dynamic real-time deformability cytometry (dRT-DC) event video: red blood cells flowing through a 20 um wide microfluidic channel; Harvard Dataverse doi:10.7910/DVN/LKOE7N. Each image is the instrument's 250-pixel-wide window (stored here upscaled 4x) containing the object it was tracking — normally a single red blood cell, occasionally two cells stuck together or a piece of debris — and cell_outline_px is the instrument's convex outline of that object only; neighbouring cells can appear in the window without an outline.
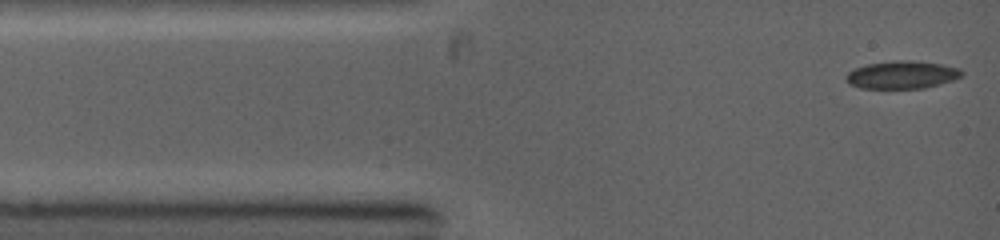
{"species": "common noctule bat (a hibernating species)", "species_latin": "Nyctalus noctula", "temperature_condition": "warm", "stored_images_in_passage": 28, "camera_frame_rate_fps": 5000, "um_per_image_px": 0.085, "animal": {"sex": "female", "body_mass_g": 19.0, "forearm_length_mm": 53.3}, "frame": {"image": 1, "passage_image": 1, "time_ms": 0.0, "image_size_px": [1000, 240], "cell_outline_px": [[964, 76], [940, 84], [924, 88], [860, 88], [848, 84], [844, 80], [844, 76], [852, 68], [868, 64], [892, 60], [912, 60], [940, 64], [960, 68], [964, 72]], "centroid_in_image_um": [76.64, 6.35], "position_along_channel_um": 8.4, "area_um2": 19.02}}
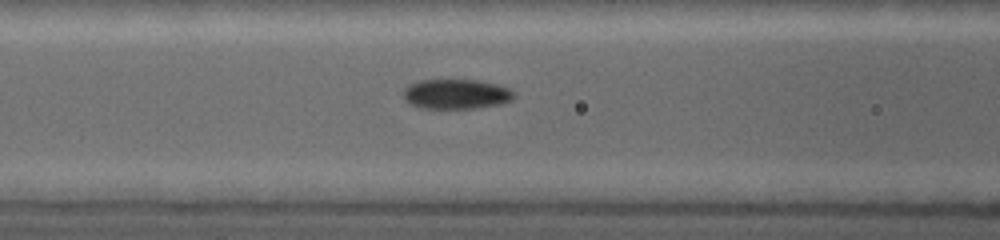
{"frame": {"image": 2, "passage_image": 22, "time_ms": 3.8, "image_size_px": [1000, 240], "cell_outline_px": [[516, 96], [512, 100], [504, 104], [476, 108], [420, 108], [408, 104], [404, 100], [404, 88], [408, 84], [420, 80], [476, 80], [496, 84], [512, 88], [516, 92]], "centroid_in_image_um": [38.81, 8.0], "position_along_channel_um": 127.8, "area_um2": 19.65}}
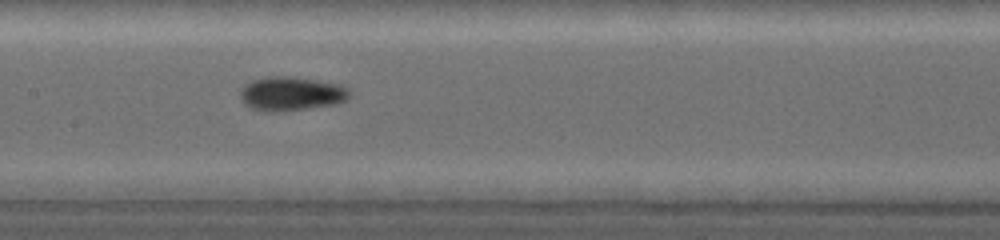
{"frame": {"image": 3, "passage_image": 27, "time_ms": 5.0, "image_size_px": [1000, 240], "cell_outline_px": [[348, 96], [344, 100], [336, 104], [308, 108], [272, 112], [268, 112], [252, 108], [244, 104], [240, 100], [240, 88], [244, 84], [252, 80], [264, 76], [296, 76], [336, 84], [348, 88]], "centroid_in_image_um": [24.67, 7.95], "position_along_channel_um": 182.7, "area_um2": 21.68}}